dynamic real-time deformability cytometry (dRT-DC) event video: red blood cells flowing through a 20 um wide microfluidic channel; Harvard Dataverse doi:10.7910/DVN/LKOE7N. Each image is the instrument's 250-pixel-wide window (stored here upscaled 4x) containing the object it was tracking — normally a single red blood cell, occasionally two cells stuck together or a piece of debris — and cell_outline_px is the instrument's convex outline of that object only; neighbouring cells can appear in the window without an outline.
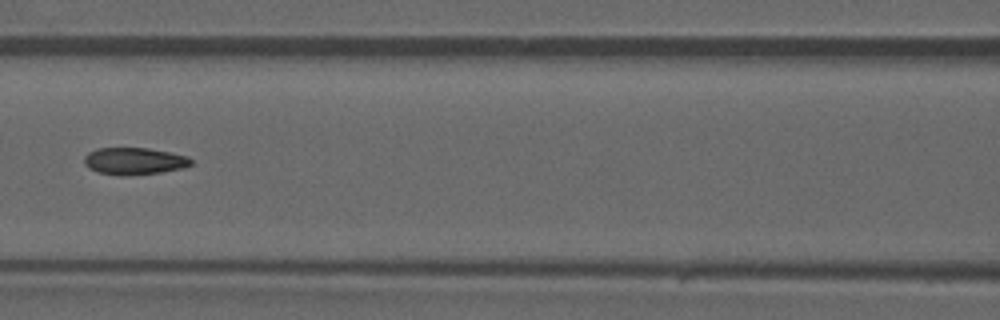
{"species": "common noctule bat (a hibernating species)", "species_latin": "Nyctalus noctula", "temperature_condition": "warm", "stored_images_in_passage": 47, "camera_frame_rate_fps": 3000, "um_per_image_px": 0.085, "animal": {"sex": "male", "forearm_length_mm": 52.5}, "frame": {"image": 1, "passage_image": 21, "time_ms": 6.667, "image_size_px": [1000, 320], "cell_outline_px": [[192, 164], [184, 168], [160, 172], [124, 176], [96, 172], [88, 168], [84, 164], [84, 156], [88, 152], [96, 148], [148, 148], [188, 156], [192, 160]], "centroid_in_image_um": [11.38, 13.69], "position_along_channel_um": 155.2, "area_um2": 16.94}}